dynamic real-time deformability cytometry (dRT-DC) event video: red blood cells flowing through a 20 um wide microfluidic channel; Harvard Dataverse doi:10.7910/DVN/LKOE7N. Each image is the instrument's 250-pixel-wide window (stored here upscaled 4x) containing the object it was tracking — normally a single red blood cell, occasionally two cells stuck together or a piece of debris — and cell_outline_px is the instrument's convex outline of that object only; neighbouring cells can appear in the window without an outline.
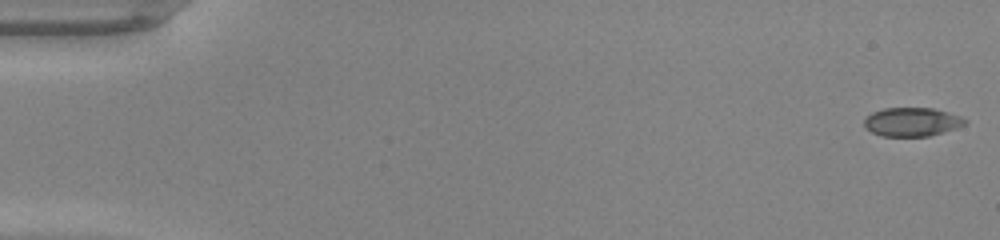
{"species": "common noctule bat (a hibernating species)", "species_latin": "Nyctalus noctula", "temperature_condition": "warm", "stored_images_in_passage": 48, "camera_frame_rate_fps": 3000, "um_per_image_px": 0.085, "animal": {"sex": "male", "body_mass_g": 20.0, "forearm_length_mm": 53.3}, "frame": {"image": 1, "passage_image": 1, "time_ms": 0.0, "image_size_px": [1000, 240], "cell_outline_px": [[968, 120], [964, 124], [956, 128], [944, 132], [928, 136], [880, 136], [864, 128], [864, 120], [872, 112], [884, 108], [932, 108], [948, 112], [960, 116]], "centroid_in_image_um": [77.5, 10.36], "position_along_channel_um": 7.5, "area_um2": 16.88}}
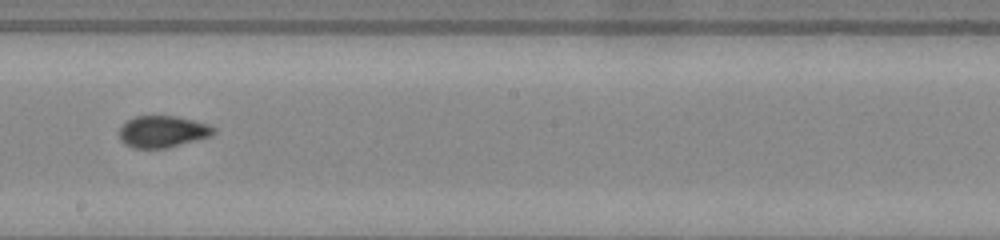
{"frame": {"image": 2, "passage_image": 28, "time_ms": 9.0, "image_size_px": [1000, 240], "cell_outline_px": [[216, 132], [212, 136], [164, 148], [132, 148], [124, 144], [120, 140], [120, 128], [128, 120], [136, 116], [176, 116], [208, 124], [216, 128]], "centroid_in_image_um": [13.83, 11.19], "position_along_channel_um": 234.4, "area_um2": 17.34}}
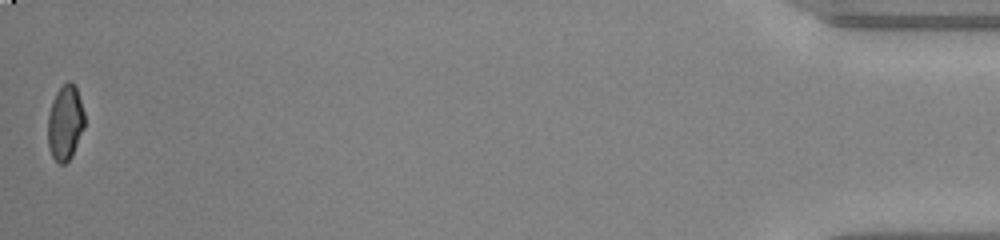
{"frame": {"image": 3, "passage_image": 48, "time_ms": 15.667, "image_size_px": [1000, 240], "cell_outline_px": [[84, 128], [72, 156], [64, 164], [60, 164], [52, 156], [48, 148], [48, 116], [52, 100], [56, 92], [68, 80], [76, 84], [84, 112]], "centroid_in_image_um": [5.54, 10.41], "position_along_channel_um": 429.7, "area_um2": 16.18}, "authors_computed_cell_mechanics": {"area_um2": 17.34, "velocity_mm_per_s": 4.3119, "shape_relaxation_time_tau1_ms": 10.7647, "shape_relaxation_time_tau2_ms": 0.9682, "deformation_change_tau1": 0.2568, "deformation_change_tau2": 0.0527}}